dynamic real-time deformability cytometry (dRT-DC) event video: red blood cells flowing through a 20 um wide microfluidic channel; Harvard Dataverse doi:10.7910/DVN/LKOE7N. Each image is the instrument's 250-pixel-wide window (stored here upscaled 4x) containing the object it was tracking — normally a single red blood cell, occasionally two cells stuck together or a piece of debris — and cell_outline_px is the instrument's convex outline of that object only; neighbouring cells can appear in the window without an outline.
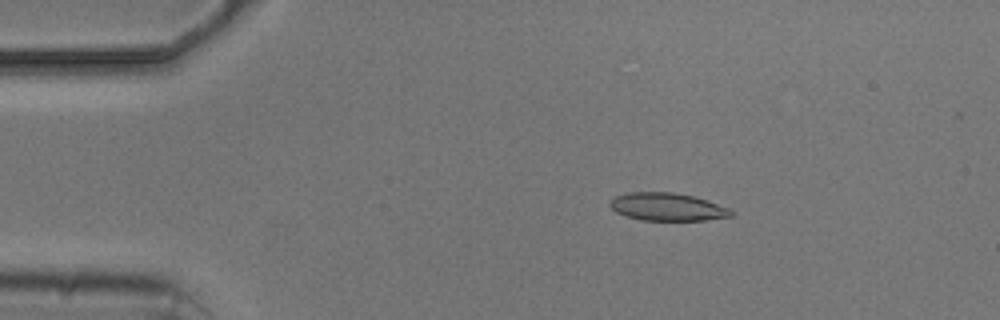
{"species": "common noctule bat (a hibernating species)", "species_latin": "Nyctalus noctula", "temperature_condition": "cold", "stored_images_in_passage": 5, "camera_frame_rate_fps": 3000, "um_per_image_px": 0.085, "animal": {"sex": "male", "body_mass_g": 20.5, "forearm_length_mm": 52.5}, "frame": {"image": 1, "passage_image": 2, "time_ms": 1.0, "image_size_px": [1000, 320], "cell_outline_px": [[736, 212], [732, 216], [708, 220], [644, 220], [628, 216], [616, 212], [608, 204], [608, 200], [616, 196], [628, 192], [672, 192], [692, 196], [708, 200], [728, 208]], "centroid_in_image_um": [56.73, 17.58], "position_along_channel_um": 28.3, "area_um2": 19.65}}
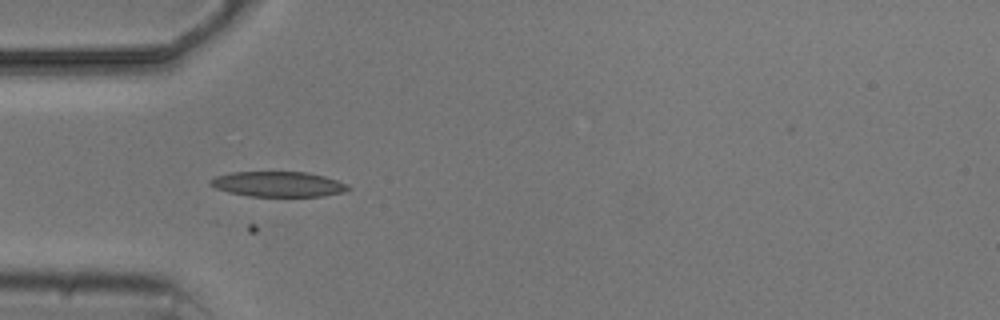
{"frame": {"image": 2, "passage_image": 4, "time_ms": 3.333, "image_size_px": [1000, 320], "cell_outline_px": [[352, 188], [344, 192], [324, 196], [248, 196], [228, 192], [216, 188], [208, 184], [208, 180], [216, 176], [232, 172], [308, 172], [324, 176], [336, 180]], "centroid_in_image_um": [23.61, 15.65], "position_along_channel_um": 61.4, "area_um2": 20.23}}